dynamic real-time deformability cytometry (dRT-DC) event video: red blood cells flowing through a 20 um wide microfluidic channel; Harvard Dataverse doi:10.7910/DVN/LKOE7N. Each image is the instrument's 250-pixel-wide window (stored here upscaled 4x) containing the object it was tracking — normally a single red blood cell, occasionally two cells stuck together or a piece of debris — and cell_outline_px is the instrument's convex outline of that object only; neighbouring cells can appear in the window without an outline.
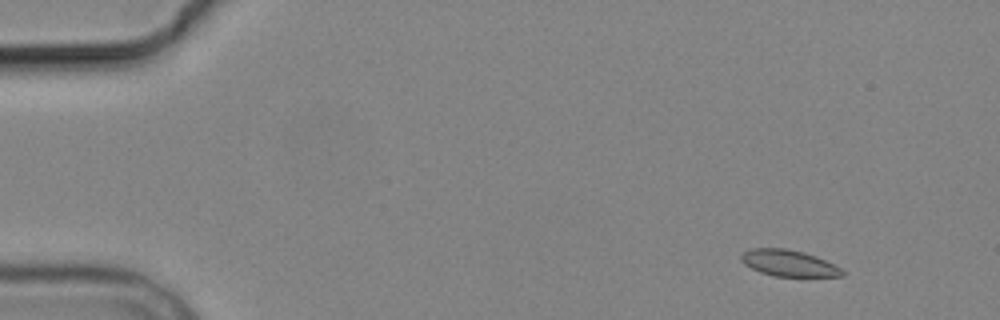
{"species": "common noctule bat (a hibernating species)", "species_latin": "Nyctalus noctula", "temperature_condition": "cold", "stored_images_in_passage": 5, "camera_frame_rate_fps": 3000, "um_per_image_px": 0.085, "animal": {"sex": "male", "body_mass_g": 19.2, "forearm_length_mm": 51.8}, "frame": {"image": 1, "passage_image": 1, "time_ms": 0.0, "image_size_px": [1000, 320], "cell_outline_px": [[844, 276], [776, 276], [760, 272], [744, 264], [740, 260], [740, 256], [744, 252], [752, 248], [784, 248], [804, 252], [816, 256], [840, 268], [844, 272]], "centroid_in_image_um": [67.01, 22.36], "position_along_channel_um": 18.0, "area_um2": 15.32}}
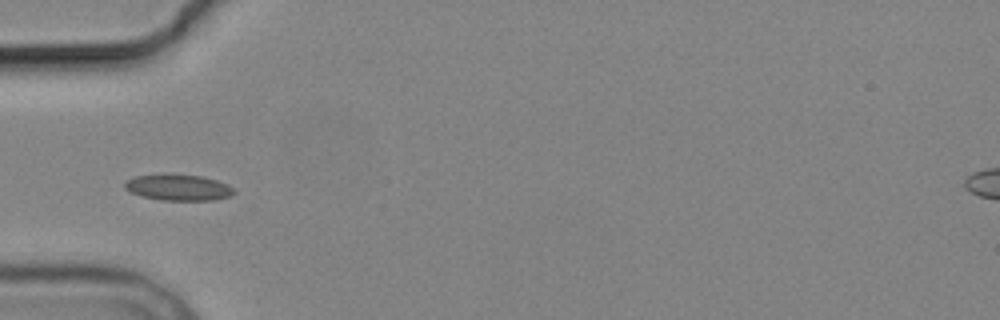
{"frame": {"image": 2, "passage_image": 4, "time_ms": 4.333, "image_size_px": [1000, 320], "cell_outline_px": [[236, 192], [232, 196], [212, 200], [160, 200], [144, 196], [132, 192], [124, 188], [124, 184], [128, 180], [136, 176], [164, 172], [168, 172], [200, 176], [216, 180], [228, 184]], "centroid_in_image_um": [15.17, 15.9], "position_along_channel_um": 69.8, "area_um2": 16.88}}
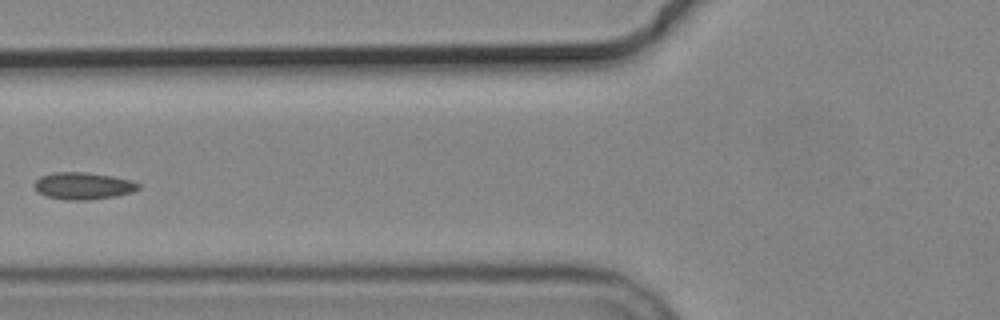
{"frame": {"image": 3, "passage_image": 5, "time_ms": 5.667, "image_size_px": [1000, 320], "cell_outline_px": [[140, 188], [132, 192], [116, 196], [88, 200], [64, 200], [44, 196], [36, 192], [32, 184], [40, 176], [52, 172], [84, 172], [112, 176], [132, 180], [140, 184]], "centroid_in_image_um": [7.02, 15.8], "position_along_channel_um": 118.8, "area_um2": 16.7}}